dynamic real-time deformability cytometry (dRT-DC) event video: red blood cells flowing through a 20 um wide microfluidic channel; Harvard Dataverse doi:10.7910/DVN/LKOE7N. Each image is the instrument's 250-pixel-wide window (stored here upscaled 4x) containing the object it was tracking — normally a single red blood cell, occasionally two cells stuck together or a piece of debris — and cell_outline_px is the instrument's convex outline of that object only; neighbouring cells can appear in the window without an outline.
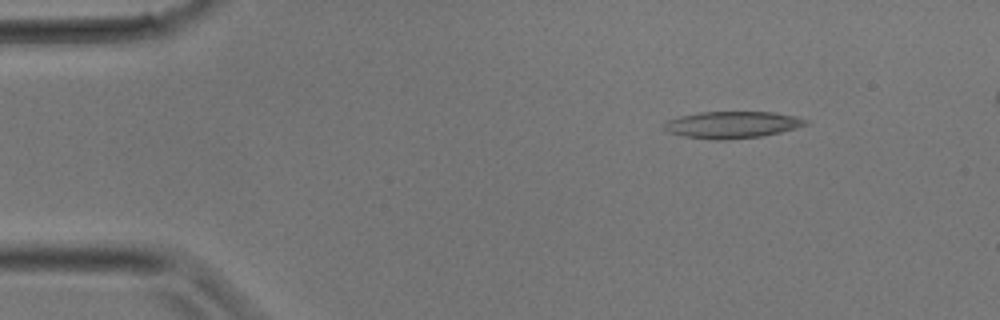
{"species": "common noctule bat (a hibernating species)", "species_latin": "Nyctalus noctula", "temperature_condition": "room temperature", "stored_images_in_passage": 20, "camera_frame_rate_fps": 3000, "um_per_image_px": 0.085, "animal": {"sex": "male", "body_mass_g": 17.9}, "frame": {"image": 1, "passage_image": 4, "time_ms": 1.0, "image_size_px": [1000, 320], "cell_outline_px": [[792, 124], [788, 128], [772, 132], [752, 136], [692, 136], [676, 132], [688, 116], [712, 112], [764, 112], [784, 116], [792, 120]], "centroid_in_image_um": [62.35, 10.55], "position_along_channel_um": 22.7, "area_um2": 16.59}}
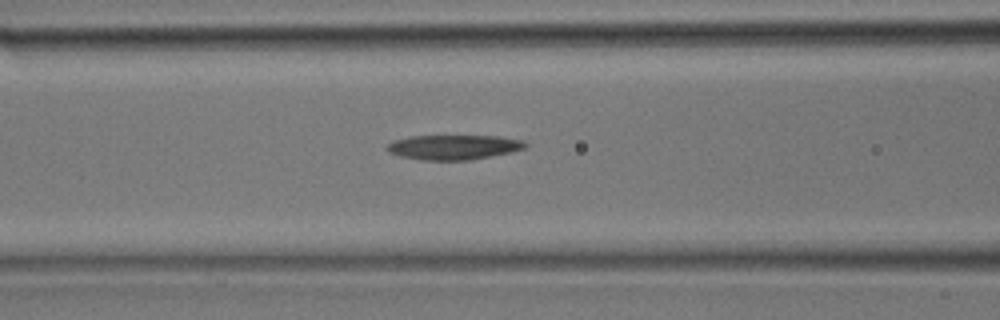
{"frame": {"image": 2, "passage_image": 12, "time_ms": 3.667, "image_size_px": [1000, 320], "cell_outline_px": [[524, 144], [520, 148], [504, 152], [484, 156], [456, 160], [436, 160], [408, 156], [396, 152], [388, 148], [392, 144], [400, 140], [420, 136], [484, 136], [512, 140]], "centroid_in_image_um": [38.52, 12.49], "position_along_channel_um": 128.1, "area_um2": 17.4}}
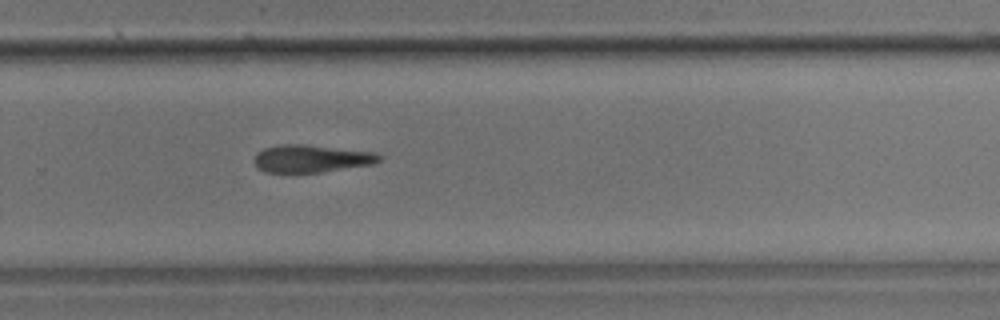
{"frame": {"image": 3, "passage_image": 20, "time_ms": 6.333, "image_size_px": [1000, 320], "cell_outline_px": [[376, 160], [360, 164], [312, 172], [272, 172], [260, 168], [256, 164], [256, 156], [260, 152], [268, 148], [316, 148], [356, 152], [376, 156]], "centroid_in_image_um": [26.21, 13.56], "position_along_channel_um": 303.6, "area_um2": 16.18}}